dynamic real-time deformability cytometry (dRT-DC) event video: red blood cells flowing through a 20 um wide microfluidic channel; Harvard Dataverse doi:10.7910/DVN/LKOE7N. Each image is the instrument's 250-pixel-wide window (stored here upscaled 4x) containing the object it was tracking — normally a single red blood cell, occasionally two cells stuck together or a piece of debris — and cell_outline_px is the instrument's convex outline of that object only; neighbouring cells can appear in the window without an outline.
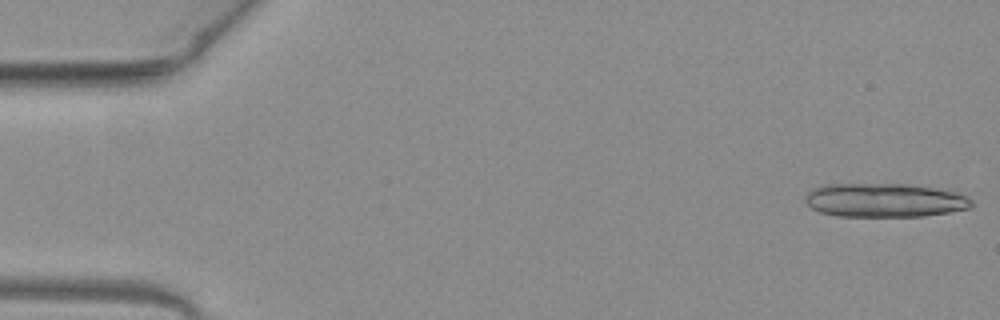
{"species": "common noctule bat (a hibernating species)", "species_latin": "Nyctalus noctula", "temperature_condition": "warm", "stored_images_in_passage": 14, "camera_frame_rate_fps": 3000, "um_per_image_px": 0.085, "animal": {"sex": "female", "body_mass_g": 19.3, "forearm_length_mm": 54.1}, "frame": {"image": 1, "passage_image": 1, "time_ms": 0.0, "image_size_px": [1000, 320], "cell_outline_px": [[972, 208], [924, 216], [836, 216], [820, 212], [812, 208], [804, 200], [804, 196], [812, 188], [820, 184], [908, 184], [932, 188], [952, 192], [964, 196], [972, 200]], "centroid_in_image_um": [75.12, 17.02], "position_along_channel_um": 9.9, "area_um2": 32.71}}